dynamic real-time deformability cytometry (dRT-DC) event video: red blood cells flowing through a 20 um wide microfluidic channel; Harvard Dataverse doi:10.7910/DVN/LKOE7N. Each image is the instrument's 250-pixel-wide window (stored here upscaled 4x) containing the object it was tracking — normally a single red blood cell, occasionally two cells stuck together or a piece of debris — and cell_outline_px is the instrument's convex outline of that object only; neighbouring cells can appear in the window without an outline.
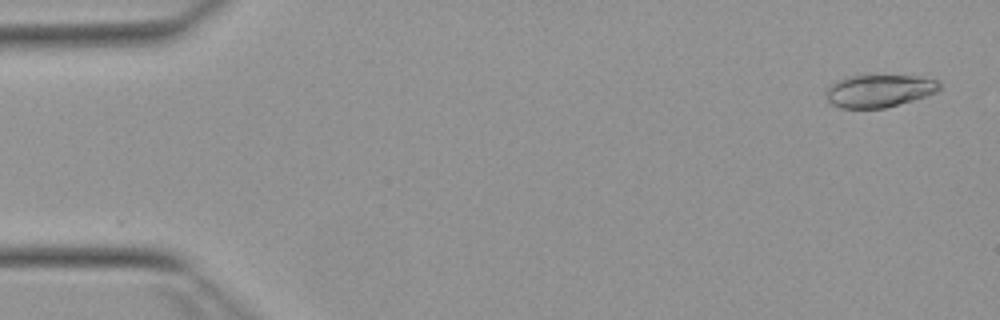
{"species": "Egyptian fruit bat (a non-hibernating species)", "species_latin": "Rousettus aegyptiacus", "temperature_condition": "warm", "stored_images_in_passage": 52, "camera_frame_rate_fps": 3000, "um_per_image_px": 0.085, "animal": {"sex": "female"}, "frame": {"image": 1, "passage_image": 2, "time_ms": 0.333, "image_size_px": [1000, 320], "cell_outline_px": [[940, 88], [936, 92], [912, 100], [884, 108], [840, 108], [832, 104], [828, 100], [824, 92], [832, 84], [840, 80], [852, 76], [872, 72], [920, 76], [940, 80]], "centroid_in_image_um": [74.75, 7.66], "position_along_channel_um": 10.2, "area_um2": 22.25}}
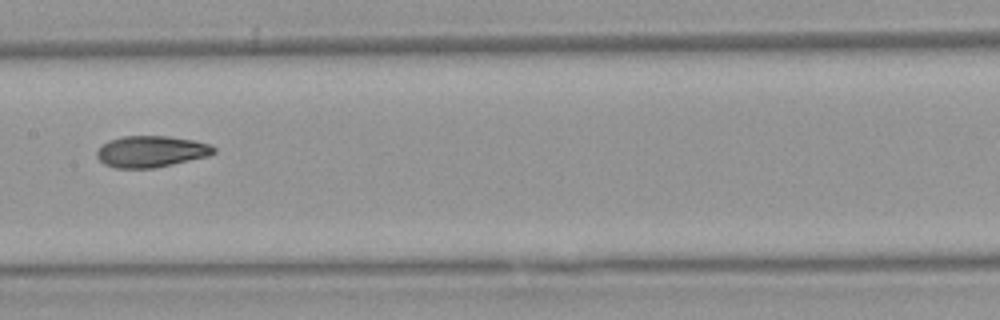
{"frame": {"image": 2, "passage_image": 26, "time_ms": 8.333, "image_size_px": [1000, 320], "cell_outline_px": [[216, 152], [208, 156], [172, 164], [152, 168], [116, 168], [104, 164], [96, 156], [96, 152], [108, 140], [124, 136], [168, 136], [192, 140], [208, 144], [216, 148]], "centroid_in_image_um": [12.83, 12.88], "position_along_channel_um": 194.6, "area_um2": 21.21}}
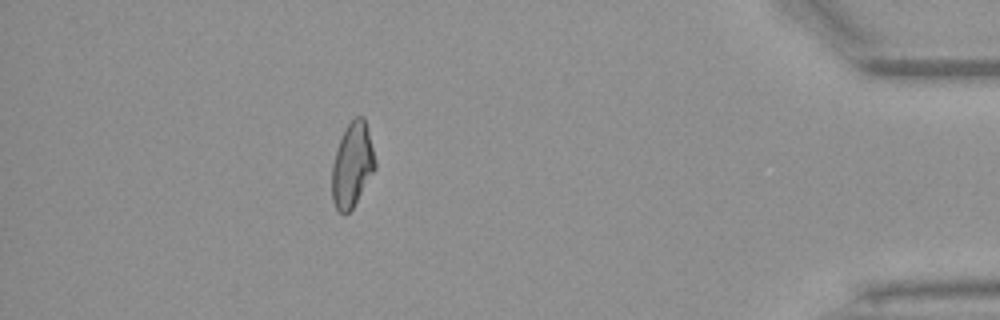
{"frame": {"image": 3, "passage_image": 46, "time_ms": 15.0, "image_size_px": [1000, 320], "cell_outline_px": [[376, 168], [352, 208], [344, 216], [336, 208], [332, 200], [332, 164], [344, 128], [356, 116], [364, 116], [376, 160]], "centroid_in_image_um": [29.94, 14.02], "position_along_channel_um": 405.3, "area_um2": 21.1}, "authors_computed_cell_mechanics": {"area_um2": 21.386, "velocity_mm_per_s": 3.929, "shape_relaxation_time_tau1_ms": 7.5645, "shape_relaxation_time_tau2_ms": 3.1569, "deformation_change_tau1": 0.2058, "deformation_change_tau2": 0.0899}}